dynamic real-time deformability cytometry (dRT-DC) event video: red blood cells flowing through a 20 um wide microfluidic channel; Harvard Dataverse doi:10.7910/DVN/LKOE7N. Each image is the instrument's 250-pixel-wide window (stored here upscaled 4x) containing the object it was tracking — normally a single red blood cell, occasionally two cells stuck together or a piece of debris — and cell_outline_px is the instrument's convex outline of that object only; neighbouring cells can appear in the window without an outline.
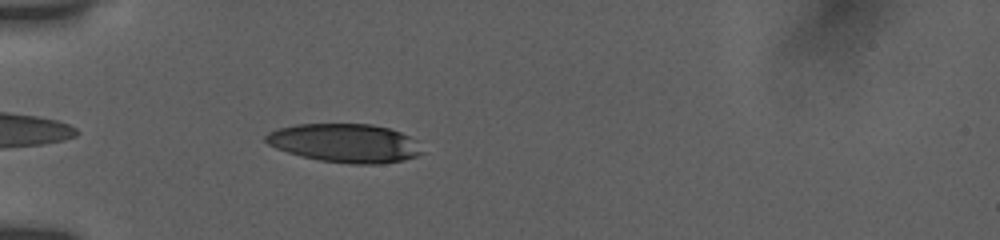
{"species": "human", "species_latin": "Homo sapiens", "temperature_condition": "room temperature", "stored_images_in_passage": 45, "camera_frame_rate_fps": 3000, "um_per_image_px": 0.085, "donor": {"sex": "female"}, "frame": {"image": 1, "passage_image": 3, "time_ms": 0.667, "image_size_px": [1000, 240], "cell_outline_px": [[424, 152], [416, 156], [404, 160], [380, 164], [348, 164], [320, 160], [300, 156], [276, 148], [268, 144], [264, 140], [264, 136], [268, 132], [276, 128], [296, 124], [372, 124], [388, 128], [400, 132], [416, 140]], "centroid_in_image_um": [29.3, 12.16], "position_along_channel_um": 55.7, "area_um2": 35.43}}
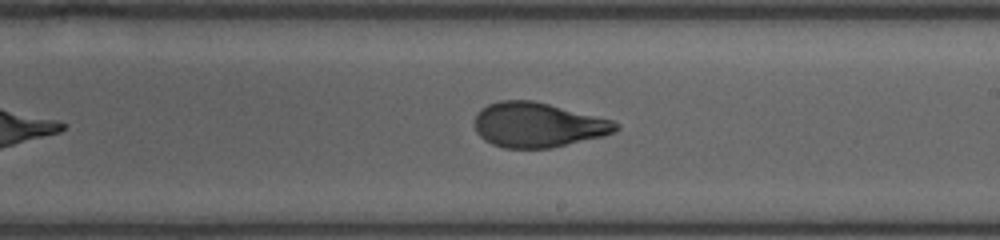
{"frame": {"image": 2, "passage_image": 22, "time_ms": 6.0, "image_size_px": [1000, 240], "cell_outline_px": [[620, 128], [616, 132], [604, 136], [552, 148], [504, 148], [492, 144], [484, 140], [476, 132], [476, 112], [480, 108], [488, 104], [500, 100], [532, 100], [612, 120], [620, 124]], "centroid_in_image_um": [45.72, 10.62], "position_along_channel_um": 243.3, "area_um2": 36.88}}
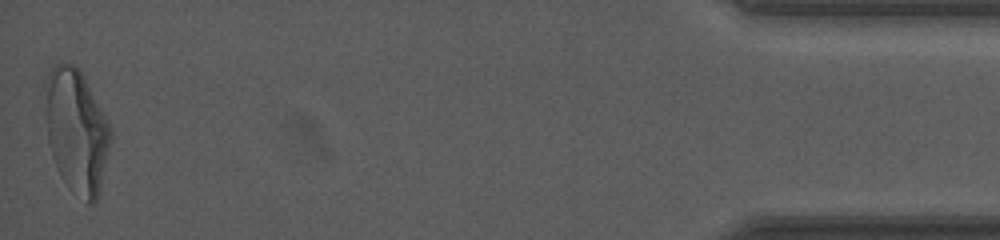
{"frame": {"image": 3, "passage_image": 45, "time_ms": 13.0, "image_size_px": [1000, 240], "cell_outline_px": [[112, 136], [100, 188], [96, 200], [92, 204], [88, 204], [60, 172], [52, 156], [48, 140], [44, 84], [44, 80], [48, 72], [56, 64], [68, 60], [80, 72], [112, 128]], "centroid_in_image_um": [6.5, 11.05], "position_along_channel_um": 428.7, "area_um2": 46.07}, "authors_computed_cell_mechanics": {"area_um2": 37.5122, "velocity_mm_per_s": 3.8026, "shape_relaxation_time_tau1_ms": 5.1061, "shape_relaxation_time_tau2_ms": 1.0583, "deformation_change_tau1": 0.2018, "deformation_change_tau2": 0.0752}}